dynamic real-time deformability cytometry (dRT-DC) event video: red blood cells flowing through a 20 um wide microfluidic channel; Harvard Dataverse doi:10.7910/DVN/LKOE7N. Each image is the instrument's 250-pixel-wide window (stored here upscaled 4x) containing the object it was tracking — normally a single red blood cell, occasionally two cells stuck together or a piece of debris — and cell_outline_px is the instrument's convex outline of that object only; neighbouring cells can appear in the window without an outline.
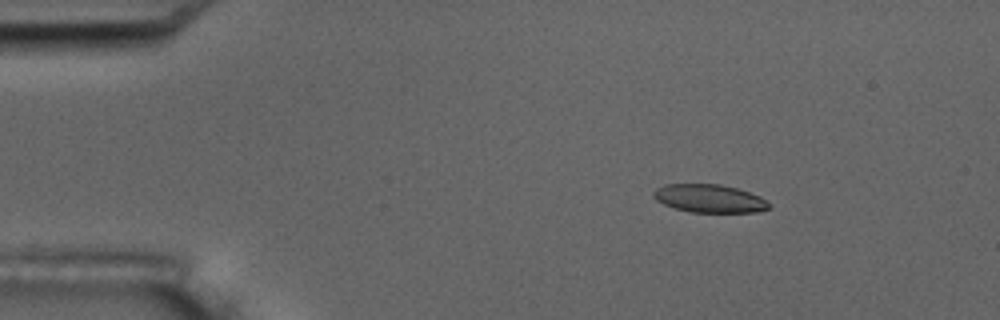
{"species": "common noctule bat (a hibernating species)", "species_latin": "Nyctalus noctula", "temperature_condition": "room temperature", "stored_images_in_passage": 8, "camera_frame_rate_fps": 3000, "um_per_image_px": 0.085, "animal": {"sex": "male", "body_mass_g": 17.5, "forearm_length_mm": 52.3}, "frame": {"image": 1, "passage_image": 3, "time_ms": 2.333, "image_size_px": [1000, 320], "cell_outline_px": [[772, 208], [756, 212], [692, 212], [676, 208], [664, 204], [656, 200], [652, 196], [652, 192], [656, 188], [664, 184], [720, 184], [736, 188], [760, 196], [772, 204]], "centroid_in_image_um": [60.31, 16.87], "position_along_channel_um": 24.7, "area_um2": 19.02}}
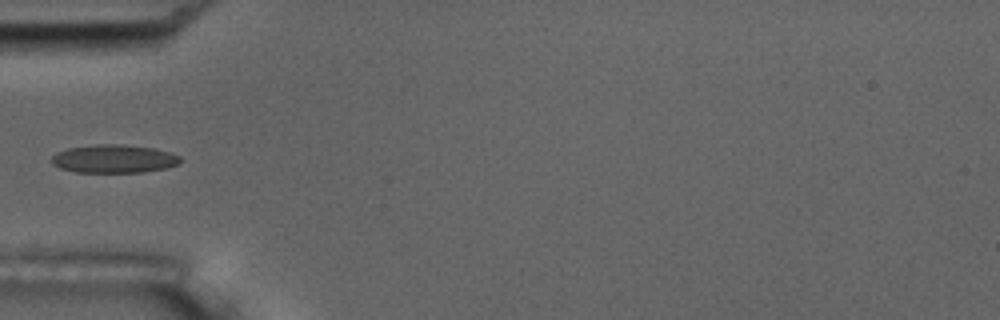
{"frame": {"image": 2, "passage_image": 6, "time_ms": 5.667, "image_size_px": [1000, 320], "cell_outline_px": [[184, 160], [180, 164], [164, 168], [144, 172], [76, 172], [60, 168], [52, 164], [52, 156], [56, 152], [68, 148], [96, 144], [120, 144], [152, 148], [168, 152], [180, 156]], "centroid_in_image_um": [9.69, 13.5], "position_along_channel_um": 75.3, "area_um2": 21.21}}